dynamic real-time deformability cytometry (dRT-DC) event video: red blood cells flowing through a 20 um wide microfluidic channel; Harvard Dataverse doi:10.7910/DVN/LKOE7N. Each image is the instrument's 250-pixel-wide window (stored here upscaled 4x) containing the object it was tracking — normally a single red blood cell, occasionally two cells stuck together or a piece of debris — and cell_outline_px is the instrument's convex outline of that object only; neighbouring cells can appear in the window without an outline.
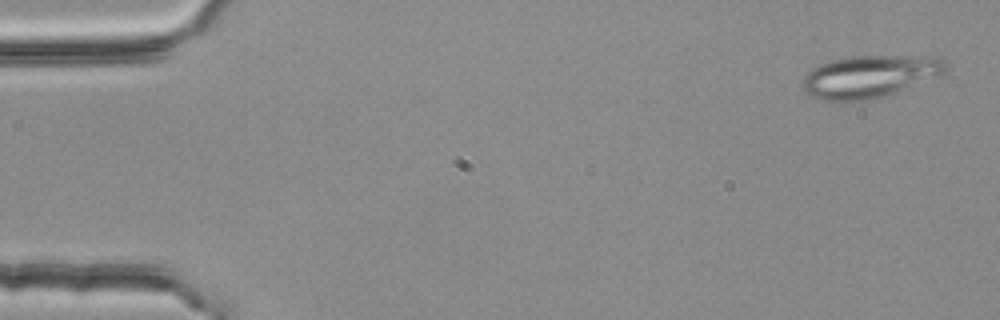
{"species": "common noctule bat (a hibernating species)", "species_latin": "Nyctalus noctula", "temperature_condition": "room temperature", "stored_images_in_passage": 6, "camera_frame_rate_fps": 3000, "um_per_image_px": 0.085, "animal": {"sex": "female", "body_mass_g": 25.1}, "frame": {"image": 1, "passage_image": 1, "time_ms": 0.0, "image_size_px": [1000, 320], "cell_outline_px": [[948, 72], [940, 76], [884, 96], [868, 100], [824, 100], [812, 96], [804, 88], [804, 76], [812, 68], [820, 64], [832, 60], [848, 56], [940, 56], [948, 64]], "centroid_in_image_um": [74.01, 6.47], "position_along_channel_um": 11.0, "area_um2": 35.26}}